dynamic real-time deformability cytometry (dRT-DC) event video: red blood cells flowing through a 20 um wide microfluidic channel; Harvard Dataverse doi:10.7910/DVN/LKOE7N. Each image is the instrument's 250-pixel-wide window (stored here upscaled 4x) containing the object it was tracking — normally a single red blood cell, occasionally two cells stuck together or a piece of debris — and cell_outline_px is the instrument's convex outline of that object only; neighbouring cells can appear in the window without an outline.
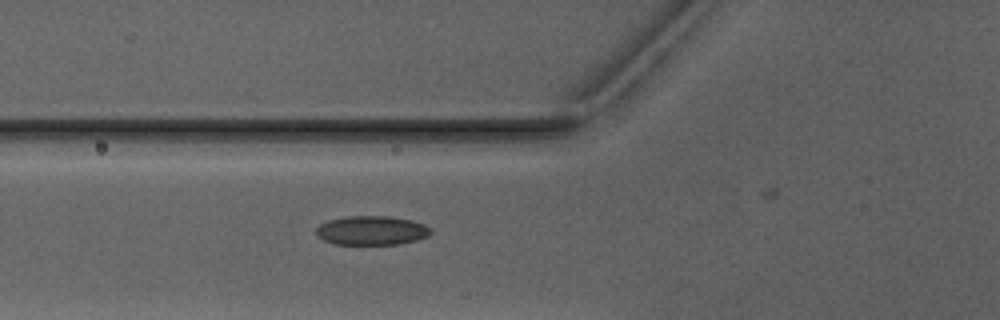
{"species": "Egyptian fruit bat (a non-hibernating species)", "species_latin": "Rousettus aegyptiacus", "temperature_condition": "warm", "stored_images_in_passage": 5, "segment_of_instrument_passage": [1, 2], "camera_frame_rate_fps": 3000, "um_per_image_px": 0.085, "animal": {"sex": "male"}, "frame": {"image": 1, "passage_image": 4, "time_ms": 3.667, "image_size_px": [1000, 320], "cell_outline_px": [[432, 232], [428, 236], [416, 240], [400, 244], [336, 244], [324, 240], [316, 236], [316, 228], [320, 224], [328, 220], [348, 216], [388, 216], [412, 220], [424, 224], [432, 228]], "centroid_in_image_um": [31.6, 19.59], "position_along_channel_um": 94.2, "area_um2": 19.54}}